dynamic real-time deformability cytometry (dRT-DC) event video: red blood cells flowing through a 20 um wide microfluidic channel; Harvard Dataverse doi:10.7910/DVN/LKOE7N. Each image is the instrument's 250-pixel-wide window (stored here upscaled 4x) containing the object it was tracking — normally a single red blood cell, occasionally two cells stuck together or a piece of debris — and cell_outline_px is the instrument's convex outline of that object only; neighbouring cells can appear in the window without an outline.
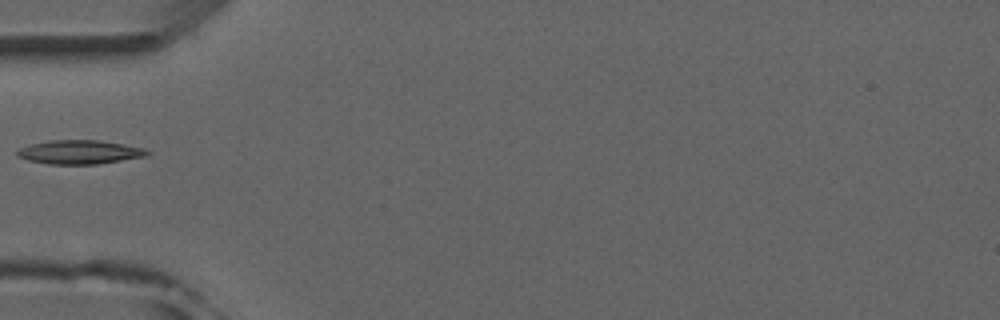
{"species": "common noctule bat (a hibernating species)", "species_latin": "Nyctalus noctula", "temperature_condition": "room temperature", "stored_images_in_passage": 3, "camera_frame_rate_fps": 3000, "um_per_image_px": 0.085, "animal": {"sex": "male", "forearm_length_mm": 52.5}, "frame": {"image": 1, "passage_image": 2, "time_ms": 1.333, "image_size_px": [1000, 320], "cell_outline_px": [[152, 152], [148, 156], [96, 164], [48, 164], [28, 160], [16, 156], [16, 152], [20, 148], [32, 144], [48, 140], [100, 140], [124, 144], [144, 148]], "centroid_in_image_um": [6.79, 12.92], "position_along_channel_um": 78.2, "area_um2": 18.15}}
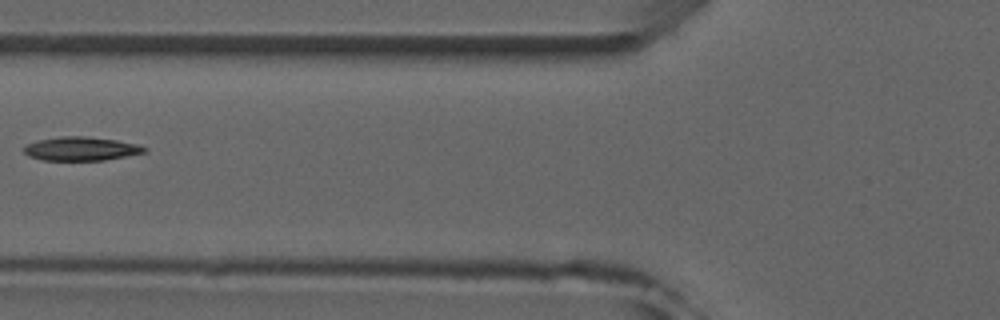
{"frame": {"image": 2, "passage_image": 3, "time_ms": 2.333, "image_size_px": [1000, 320], "cell_outline_px": [[148, 148], [144, 152], [104, 160], [44, 160], [28, 156], [24, 152], [24, 148], [28, 144], [36, 140], [60, 136], [84, 136], [116, 140], [136, 144]], "centroid_in_image_um": [6.85, 12.63], "position_along_channel_um": 118.9, "area_um2": 16.47}}